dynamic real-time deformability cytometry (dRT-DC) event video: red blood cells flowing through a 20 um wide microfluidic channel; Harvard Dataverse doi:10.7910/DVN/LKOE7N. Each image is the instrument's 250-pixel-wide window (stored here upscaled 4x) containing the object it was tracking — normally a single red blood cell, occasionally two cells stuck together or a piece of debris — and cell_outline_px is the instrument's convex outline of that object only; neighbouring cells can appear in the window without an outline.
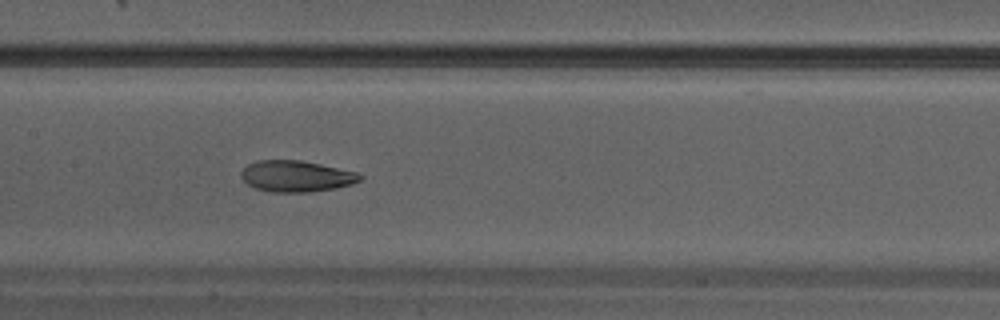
{"species": "Egyptian fruit bat (a non-hibernating species)", "species_latin": "Rousettus aegyptiacus", "temperature_condition": "warm", "stored_images_in_passage": 25, "camera_frame_rate_fps": 3000, "um_per_image_px": 0.085, "animal": {"sex": "male"}, "frame": {"image": 1, "passage_image": 11, "time_ms": 3.333, "image_size_px": [1000, 320], "cell_outline_px": [[364, 176], [360, 180], [352, 184], [336, 188], [308, 192], [272, 192], [256, 188], [248, 184], [240, 176], [240, 172], [248, 164], [256, 160], [300, 160], [320, 164], [356, 172]], "centroid_in_image_um": [25.17, 14.97], "position_along_channel_um": 182.2, "area_um2": 21.56}}
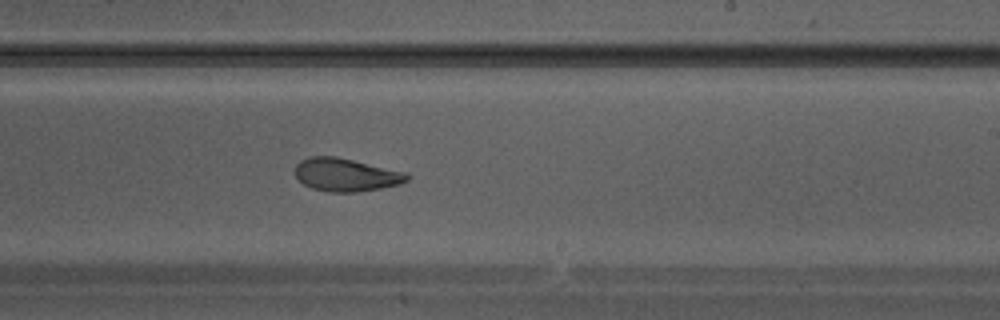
{"frame": {"image": 2, "passage_image": 15, "time_ms": 4.667, "image_size_px": [1000, 320], "cell_outline_px": [[412, 176], [408, 180], [400, 184], [380, 188], [356, 192], [328, 192], [312, 188], [304, 184], [296, 176], [296, 164], [300, 160], [308, 156], [336, 156], [408, 172]], "centroid_in_image_um": [29.44, 14.85], "position_along_channel_um": 259.6, "area_um2": 21.73}}